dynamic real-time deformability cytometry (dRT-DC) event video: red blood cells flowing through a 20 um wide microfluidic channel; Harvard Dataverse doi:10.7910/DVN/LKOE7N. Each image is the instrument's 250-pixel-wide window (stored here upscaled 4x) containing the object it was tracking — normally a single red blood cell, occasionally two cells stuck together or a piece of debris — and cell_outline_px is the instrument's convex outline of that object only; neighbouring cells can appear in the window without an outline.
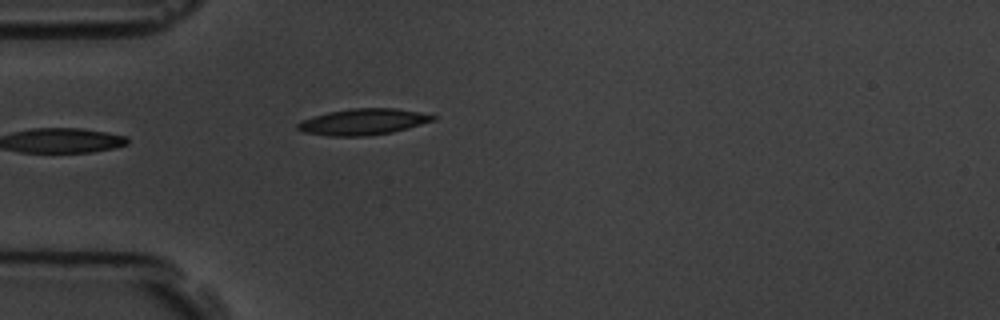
{"species": "common noctule bat (a hibernating species)", "species_latin": "Nyctalus noctula", "temperature_condition": "room temperature", "stored_images_in_passage": 6, "camera_frame_rate_fps": 3000, "um_per_image_px": 0.085, "animal": {"sex": "male", "body_mass_g": 19.5, "forearm_length_mm": 54.6}, "frame": {"image": 1, "passage_image": 6, "time_ms": 5.667, "image_size_px": [1000, 320], "cell_outline_px": [[436, 120], [392, 132], [364, 136], [328, 136], [304, 132], [296, 128], [296, 124], [300, 120], [328, 112], [352, 108], [396, 108], [420, 112], [436, 116]], "centroid_in_image_um": [30.84, 10.35], "position_along_channel_um": 54.2, "area_um2": 20.63}}